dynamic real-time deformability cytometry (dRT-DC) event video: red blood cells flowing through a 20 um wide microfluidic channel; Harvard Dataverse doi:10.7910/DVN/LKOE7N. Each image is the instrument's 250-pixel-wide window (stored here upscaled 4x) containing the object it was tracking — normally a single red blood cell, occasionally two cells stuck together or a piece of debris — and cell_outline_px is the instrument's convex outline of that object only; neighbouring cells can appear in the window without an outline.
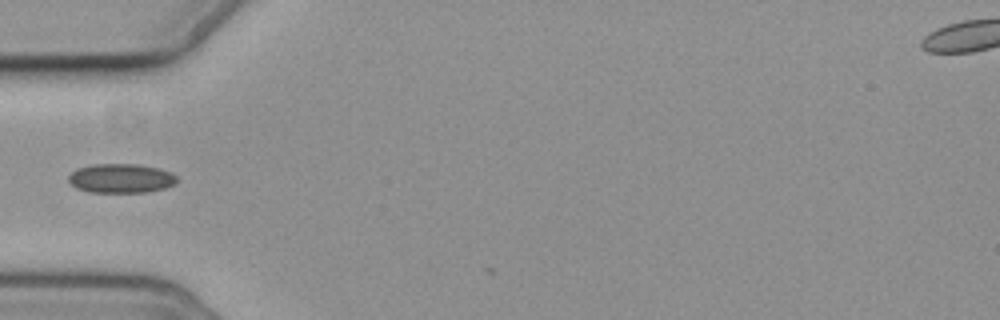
{"species": "common noctule bat (a hibernating species)", "species_latin": "Nyctalus noctula", "temperature_condition": "cold", "stored_images_in_passage": 8, "camera_frame_rate_fps": 3000, "um_per_image_px": 0.085, "animal": {"sex": "female", "body_mass_g": 19.3, "forearm_length_mm": 54.1}, "frame": {"image": 1, "passage_image": 5, "time_ms": 5.667, "image_size_px": [1000, 320], "cell_outline_px": [[176, 184], [164, 188], [144, 192], [88, 192], [76, 188], [68, 180], [68, 176], [76, 168], [92, 164], [136, 164], [160, 168], [172, 172], [176, 176]], "centroid_in_image_um": [10.28, 15.15], "position_along_channel_um": 74.7, "area_um2": 18.55}}
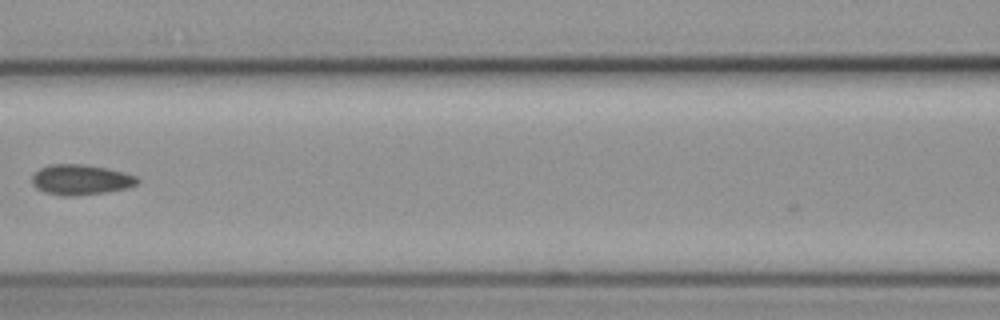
{"frame": {"image": 2, "passage_image": 7, "time_ms": 8.0, "image_size_px": [1000, 320], "cell_outline_px": [[140, 180], [136, 184], [128, 188], [108, 192], [76, 196], [64, 196], [44, 192], [36, 188], [32, 184], [32, 176], [40, 168], [48, 164], [84, 164], [108, 168], [124, 172], [136, 176]], "centroid_in_image_um": [6.87, 15.27], "position_along_channel_um": 159.7, "area_um2": 18.84}}
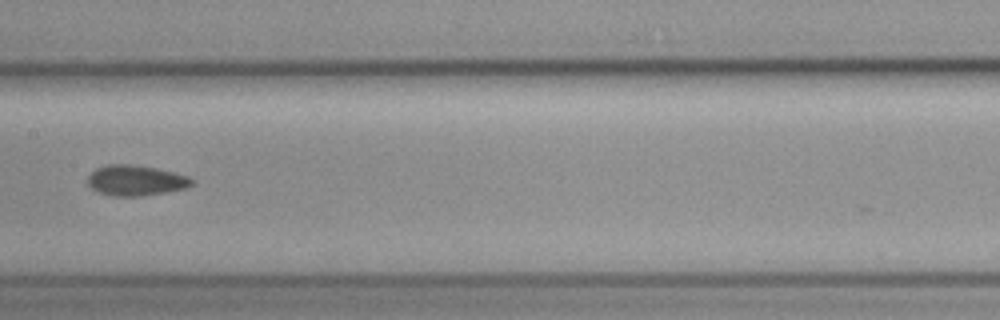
{"frame": {"image": 3, "passage_image": 8, "time_ms": 9.0, "image_size_px": [1000, 320], "cell_outline_px": [[192, 184], [188, 188], [140, 196], [112, 196], [100, 192], [92, 188], [88, 184], [88, 176], [96, 168], [108, 164], [128, 164], [156, 168], [188, 176], [192, 180]], "centroid_in_image_um": [11.53, 15.33], "position_along_channel_um": 195.9, "area_um2": 18.26}}